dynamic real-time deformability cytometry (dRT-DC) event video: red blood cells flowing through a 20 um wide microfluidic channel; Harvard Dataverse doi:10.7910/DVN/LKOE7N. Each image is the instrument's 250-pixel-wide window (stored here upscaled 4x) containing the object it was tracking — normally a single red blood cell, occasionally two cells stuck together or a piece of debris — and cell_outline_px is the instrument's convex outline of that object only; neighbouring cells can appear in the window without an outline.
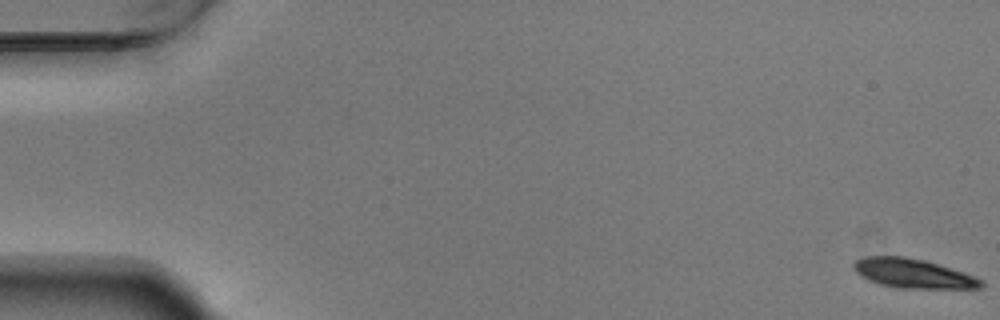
{"species": "Egyptian fruit bat (a non-hibernating species)", "species_latin": "Rousettus aegyptiacus", "temperature_condition": "warm", "stored_images_in_passage": 57, "camera_frame_rate_fps": 3000, "um_per_image_px": 0.085, "animal": {"sex": "male"}, "frame": {"image": 1, "passage_image": 1, "time_ms": 0.0, "image_size_px": [1000, 320], "cell_outline_px": [[984, 288], [896, 288], [880, 284], [868, 280], [860, 276], [852, 268], [852, 264], [856, 260], [864, 256], [904, 256], [924, 260], [964, 272], [984, 280]], "centroid_in_image_um": [77.59, 23.24], "position_along_channel_um": 7.4, "area_um2": 21.91}}
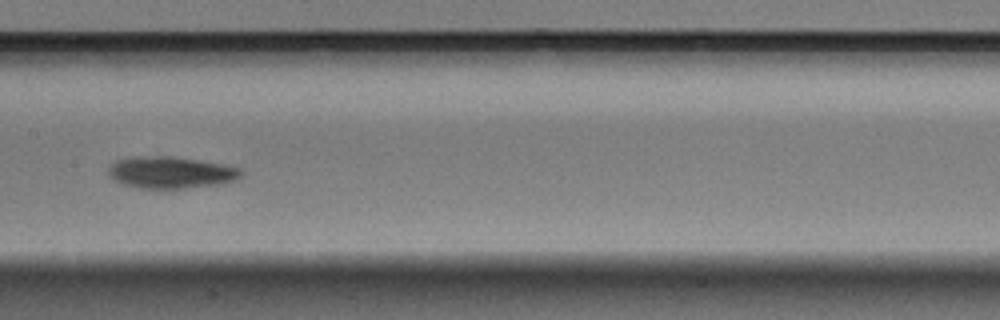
{"frame": {"image": 2, "passage_image": 29, "time_ms": 9.333, "image_size_px": [1000, 320], "cell_outline_px": [[244, 172], [236, 180], [220, 184], [184, 188], [140, 188], [124, 184], [116, 180], [108, 172], [108, 168], [116, 160], [128, 156], [172, 156], [220, 164], [240, 168]], "centroid_in_image_um": [14.51, 14.65], "position_along_channel_um": 192.9, "area_um2": 24.39}}
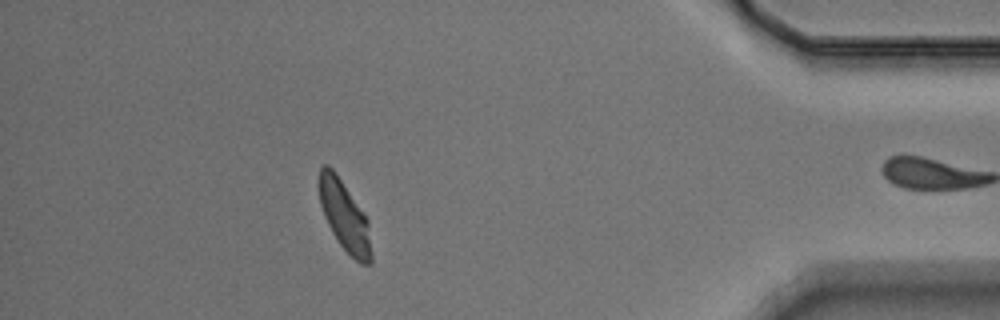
{"frame": {"image": 3, "passage_image": 50, "time_ms": 16.333, "image_size_px": [1000, 320], "cell_outline_px": [[372, 264], [360, 264], [340, 244], [332, 232], [324, 216], [320, 204], [320, 168], [324, 164], [328, 164], [336, 172], [368, 220], [372, 256]], "centroid_in_image_um": [29.3, 18.38], "position_along_channel_um": 405.9, "area_um2": 20.92}, "authors_computed_cell_mechanics": {"area_um2": 22.6576, "velocity_mm_per_s": 3.6898, "shape_relaxation_time_tau1_ms": 3.1473, "shape_relaxation_time_tau2_ms": 4.0256, "deformation_change_tau1": 0.1824, "deformation_change_tau2": 0.0786}}